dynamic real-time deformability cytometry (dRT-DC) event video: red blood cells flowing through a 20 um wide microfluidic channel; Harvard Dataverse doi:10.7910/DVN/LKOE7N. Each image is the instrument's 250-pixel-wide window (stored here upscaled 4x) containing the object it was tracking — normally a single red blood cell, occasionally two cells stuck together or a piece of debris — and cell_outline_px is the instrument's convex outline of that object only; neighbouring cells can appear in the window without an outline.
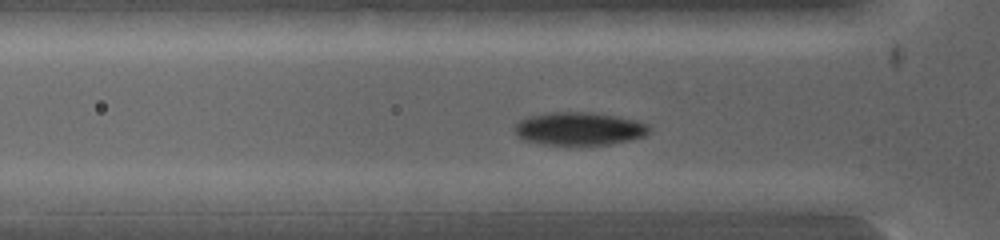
{"species": "common noctule bat (a hibernating species)", "species_latin": "Nyctalus noctula", "temperature_condition": "warm", "stored_images_in_passage": 35, "camera_frame_rate_fps": 5000, "um_per_image_px": 0.085, "animal": {"sex": "female", "body_mass_g": 19.0, "forearm_length_mm": 53.3}, "frame": {"image": 1, "passage_image": 13, "time_ms": 2.2, "image_size_px": [1000, 240], "cell_outline_px": [[652, 128], [644, 136], [628, 140], [608, 144], [544, 144], [524, 140], [516, 132], [516, 124], [520, 120], [528, 116], [548, 112], [592, 112], [616, 116], [636, 120], [648, 124]], "centroid_in_image_um": [49.26, 10.92], "position_along_channel_um": 76.5, "area_um2": 25.61}}
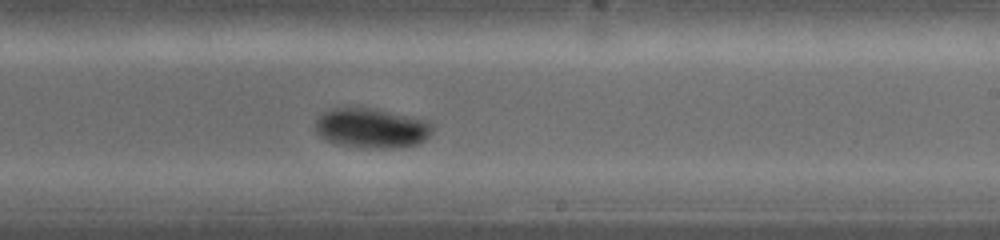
{"frame": {"image": 2, "passage_image": 26, "time_ms": 5.2, "image_size_px": [1000, 240], "cell_outline_px": [[432, 132], [424, 140], [416, 144], [344, 144], [328, 140], [320, 136], [316, 132], [316, 120], [324, 112], [332, 108], [368, 108], [428, 120], [432, 124]], "centroid_in_image_um": [31.56, 10.8], "position_along_channel_um": 257.4, "area_um2": 25.14}}
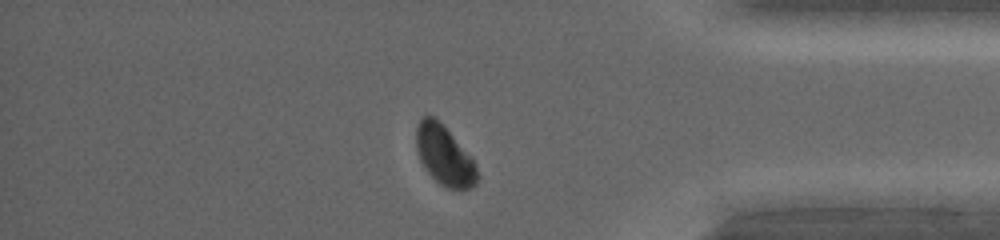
{"frame": {"image": 3, "passage_image": 33, "time_ms": 7.8, "image_size_px": [1000, 240], "cell_outline_px": [[480, 176], [476, 184], [472, 188], [448, 188], [440, 184], [428, 172], [420, 160], [416, 148], [416, 128], [420, 120], [424, 116], [432, 116], [440, 120], [444, 124], [472, 156], [476, 164]], "centroid_in_image_um": [37.81, 13.19], "position_along_channel_um": 397.4, "area_um2": 21.5}}